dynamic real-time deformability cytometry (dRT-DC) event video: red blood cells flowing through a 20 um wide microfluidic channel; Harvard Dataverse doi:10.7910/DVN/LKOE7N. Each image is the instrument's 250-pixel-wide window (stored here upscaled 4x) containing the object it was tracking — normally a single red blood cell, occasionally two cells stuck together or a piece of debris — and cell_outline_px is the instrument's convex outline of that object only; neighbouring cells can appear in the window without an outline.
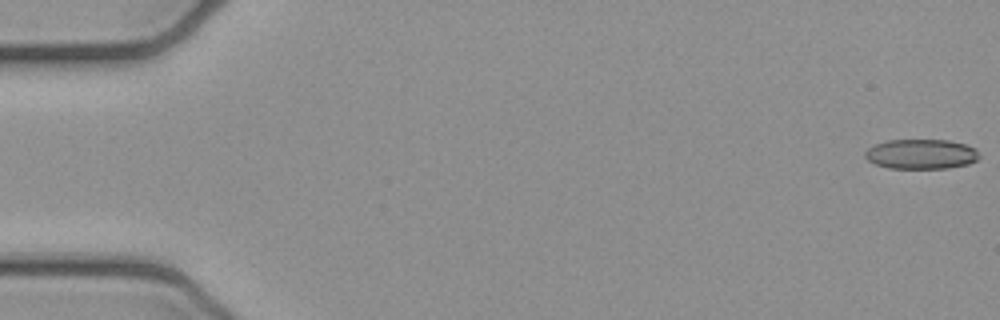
{"species": "common noctule bat (a hibernating species)", "species_latin": "Nyctalus noctula", "temperature_condition": "cold", "stored_images_in_passage": 52, "camera_frame_rate_fps": 3000, "um_per_image_px": 0.085, "animal": {"sex": "female", "body_mass_g": 21.9}, "frame": {"image": 1, "passage_image": 1, "time_ms": 0.0, "image_size_px": [1000, 320], "cell_outline_px": [[980, 156], [976, 160], [968, 164], [948, 168], [888, 168], [876, 164], [868, 160], [864, 156], [864, 152], [868, 148], [876, 144], [888, 140], [948, 140], [964, 144], [976, 148]], "centroid_in_image_um": [78.3, 13.1], "position_along_channel_um": 6.7, "area_um2": 19.83}}
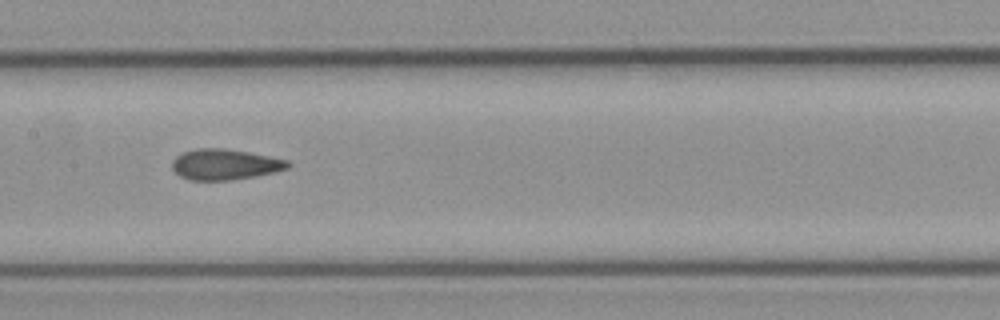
{"frame": {"image": 2, "passage_image": 26, "time_ms": 8.333, "image_size_px": [1000, 320], "cell_outline_px": [[292, 164], [288, 168], [276, 172], [256, 176], [232, 180], [188, 180], [180, 176], [172, 168], [172, 160], [176, 156], [184, 152], [200, 148], [224, 148], [248, 152], [288, 160]], "centroid_in_image_um": [19.13, 13.98], "position_along_channel_um": 188.3, "area_um2": 20.75}}
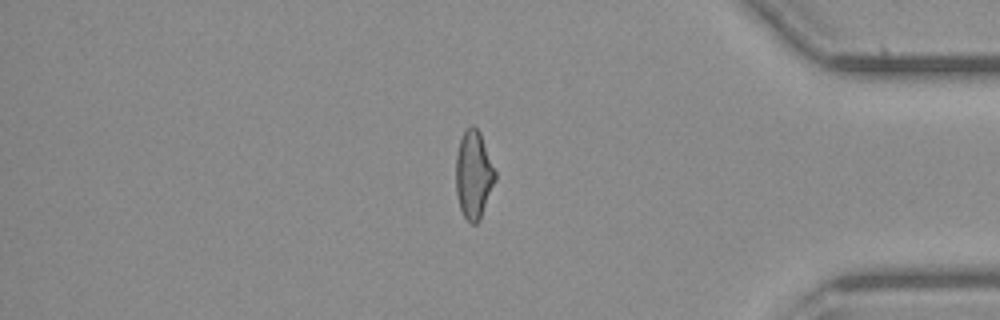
{"frame": {"image": 3, "passage_image": 44, "time_ms": 14.333, "image_size_px": [1000, 320], "cell_outline_px": [[496, 180], [480, 220], [476, 224], [472, 224], [464, 216], [460, 208], [456, 192], [456, 156], [460, 140], [464, 132], [472, 124], [480, 132], [496, 172]], "centroid_in_image_um": [40.27, 14.87], "position_along_channel_um": 394.9, "area_um2": 20.06}, "authors_computed_cell_mechanics": {"area_um2": 20.7502, "velocity_mm_per_s": 3.9456, "shape_relaxation_time_tau1_ms": null, "shape_relaxation_time_tau2_ms": 2.1816, "deformation_change_tau1": null, "deformation_change_tau2": 0.0734}}